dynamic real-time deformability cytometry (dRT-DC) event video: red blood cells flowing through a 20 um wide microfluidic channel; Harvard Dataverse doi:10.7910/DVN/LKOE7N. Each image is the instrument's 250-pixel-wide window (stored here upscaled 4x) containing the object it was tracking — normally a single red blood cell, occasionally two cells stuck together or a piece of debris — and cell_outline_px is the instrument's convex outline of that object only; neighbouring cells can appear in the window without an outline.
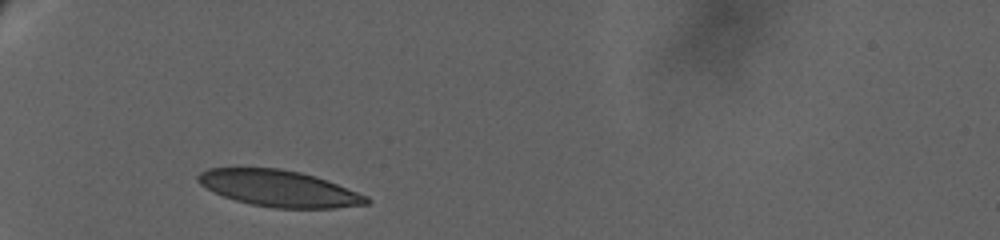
{"species": "human", "species_latin": "Homo sapiens", "temperature_condition": "warm", "stored_images_in_passage": 62, "camera_frame_rate_fps": 3000, "um_per_image_px": 0.085, "donor": {"sex": "female"}, "frame": {"image": 1, "passage_image": 1, "time_ms": 0.0, "image_size_px": [1000, 240], "cell_outline_px": [[372, 200], [368, 204], [336, 208], [276, 208], [252, 204], [236, 200], [224, 196], [200, 184], [196, 180], [196, 176], [200, 172], [208, 168], [280, 168], [300, 172], [316, 176], [328, 180], [368, 196]], "centroid_in_image_um": [23.76, 16.01], "position_along_channel_um": 61.2, "area_um2": 35.66}}
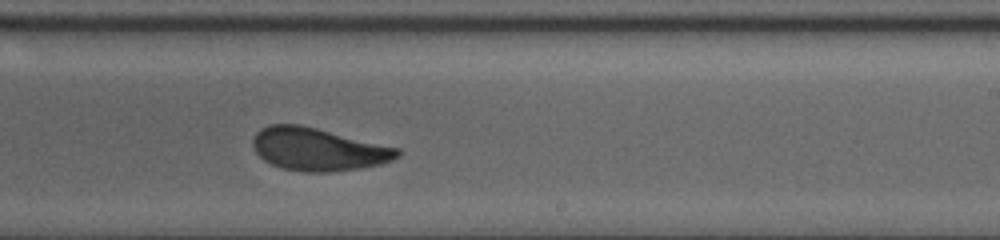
{"frame": {"image": 2, "passage_image": 35, "time_ms": 8.333, "image_size_px": [1000, 240], "cell_outline_px": [[400, 156], [392, 160], [380, 164], [360, 168], [328, 172], [304, 172], [284, 168], [272, 164], [264, 160], [256, 152], [252, 144], [252, 140], [256, 132], [260, 128], [268, 124], [300, 124], [400, 148]], "centroid_in_image_um": [27.03, 12.68], "position_along_channel_um": 262.0, "area_um2": 36.01}}
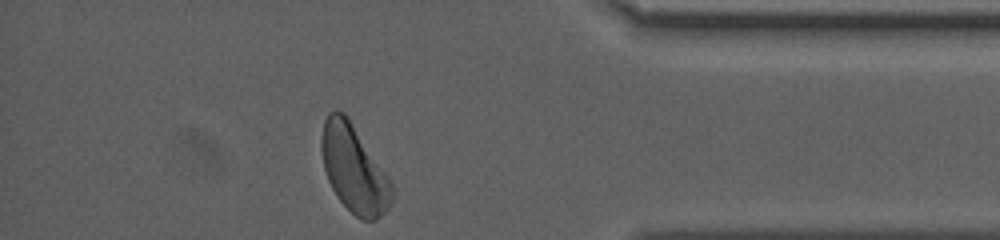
{"frame": {"image": 3, "passage_image": 61, "time_ms": 14.333, "image_size_px": [1000, 240], "cell_outline_px": [[392, 200], [388, 208], [376, 220], [360, 220], [336, 196], [328, 180], [324, 168], [320, 148], [320, 140], [324, 120], [328, 112], [344, 112], [348, 116], [388, 176], [392, 184]], "centroid_in_image_um": [30.07, 14.34], "position_along_channel_um": 405.1, "area_um2": 35.66}, "authors_computed_cell_mechanics": {"area_um2": 36.2984, "velocity_mm_per_s": 2.6927, "shape_relaxation_time_tau1_ms": 6.1402, "shape_relaxation_time_tau2_ms": 1.7875, "deformation_change_tau1": 0.1573, "deformation_change_tau2": 0.0782}}